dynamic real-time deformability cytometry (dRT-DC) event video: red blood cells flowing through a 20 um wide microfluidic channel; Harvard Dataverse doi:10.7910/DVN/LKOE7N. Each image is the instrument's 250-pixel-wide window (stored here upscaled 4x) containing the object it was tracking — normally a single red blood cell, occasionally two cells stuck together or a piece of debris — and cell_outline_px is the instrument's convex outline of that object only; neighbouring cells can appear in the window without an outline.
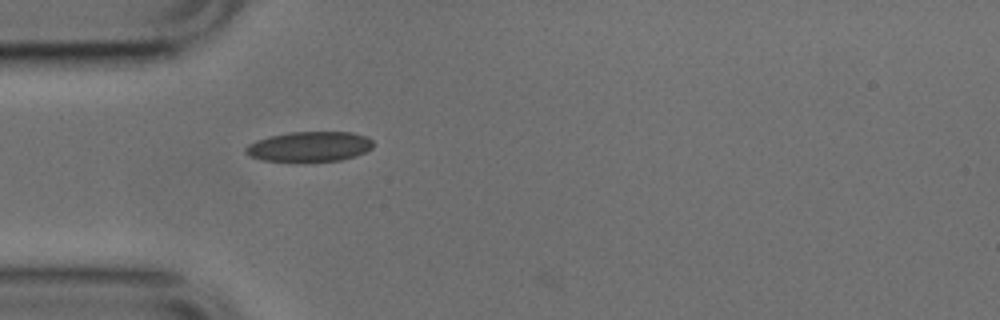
{"species": "common noctule bat (a hibernating species)", "species_latin": "Nyctalus noctula", "temperature_condition": "cold", "stored_images_in_passage": 33, "camera_frame_rate_fps": 3000, "um_per_image_px": 0.085, "animal": {"sex": "male", "body_mass_g": 17.9, "forearm_length_mm": 54.2}, "frame": {"image": 1, "passage_image": 1, "time_ms": 0.0, "image_size_px": [1000, 320], "cell_outline_px": [[372, 148], [356, 156], [340, 160], [304, 164], [260, 160], [248, 156], [244, 152], [244, 148], [248, 144], [256, 140], [268, 136], [292, 132], [352, 132], [368, 136], [372, 140]], "centroid_in_image_um": [26.25, 12.5], "position_along_channel_um": 58.7, "area_um2": 23.29}}
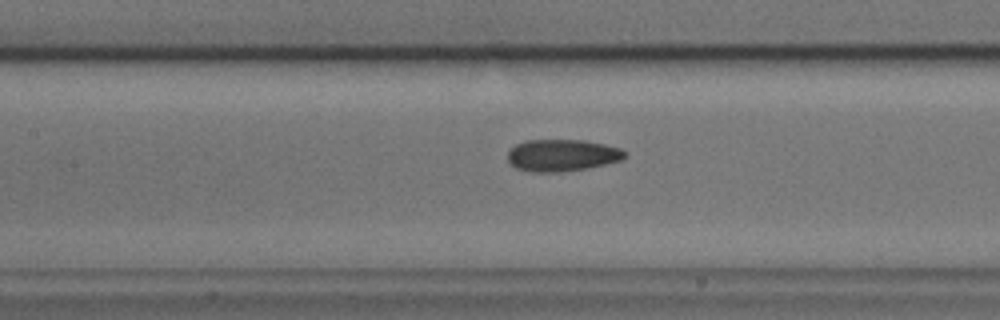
{"frame": {"image": 2, "passage_image": 9, "time_ms": 2.667, "image_size_px": [1000, 320], "cell_outline_px": [[624, 156], [620, 160], [604, 164], [584, 168], [560, 172], [532, 172], [516, 168], [508, 164], [508, 152], [516, 144], [524, 140], [584, 140], [604, 144], [620, 148], [624, 152]], "centroid_in_image_um": [47.7, 13.19], "position_along_channel_um": 159.7, "area_um2": 21.62}}
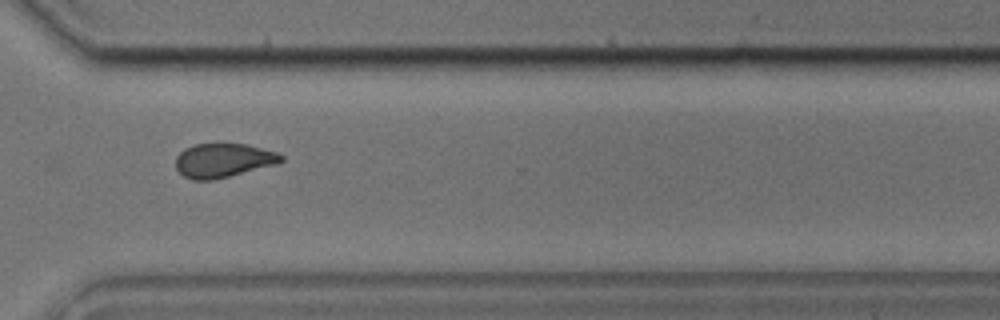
{"frame": {"image": 3, "passage_image": 24, "time_ms": 7.667, "image_size_px": [1000, 320], "cell_outline_px": [[284, 160], [276, 164], [212, 180], [192, 180], [184, 176], [176, 168], [176, 156], [184, 148], [196, 144], [244, 144], [276, 152], [284, 156]], "centroid_in_image_um": [18.95, 13.63], "position_along_channel_um": 351.7, "area_um2": 20.63}}